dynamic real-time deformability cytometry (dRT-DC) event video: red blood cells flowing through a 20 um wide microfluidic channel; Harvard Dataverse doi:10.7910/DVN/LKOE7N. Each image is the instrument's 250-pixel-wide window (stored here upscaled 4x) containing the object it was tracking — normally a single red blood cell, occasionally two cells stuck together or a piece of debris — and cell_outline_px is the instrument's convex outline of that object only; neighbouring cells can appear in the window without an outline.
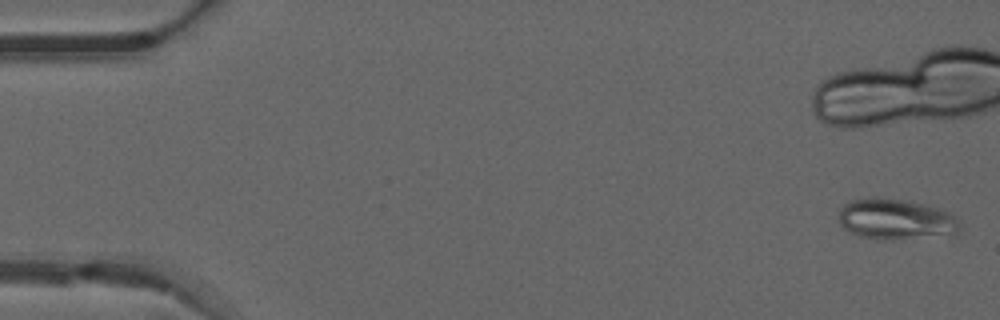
{"species": "common noctule bat (a hibernating species)", "species_latin": "Nyctalus noctula", "temperature_condition": "warm", "stored_images_in_passage": 27, "camera_frame_rate_fps": 3000, "um_per_image_px": 0.085, "animal": {"sex": "male", "forearm_length_mm": 52.5}, "frame": {"image": 1, "passage_image": 1, "time_ms": 0.0, "image_size_px": [1000, 320], "cell_outline_px": [[964, 228], [960, 232], [952, 236], [892, 240], [884, 240], [860, 236], [844, 228], [840, 224], [840, 208], [844, 204], [852, 200], [872, 196], [912, 200], [940, 208], [956, 216], [960, 220]], "centroid_in_image_um": [76.27, 18.64], "position_along_channel_um": 8.7, "area_um2": 29.82}}